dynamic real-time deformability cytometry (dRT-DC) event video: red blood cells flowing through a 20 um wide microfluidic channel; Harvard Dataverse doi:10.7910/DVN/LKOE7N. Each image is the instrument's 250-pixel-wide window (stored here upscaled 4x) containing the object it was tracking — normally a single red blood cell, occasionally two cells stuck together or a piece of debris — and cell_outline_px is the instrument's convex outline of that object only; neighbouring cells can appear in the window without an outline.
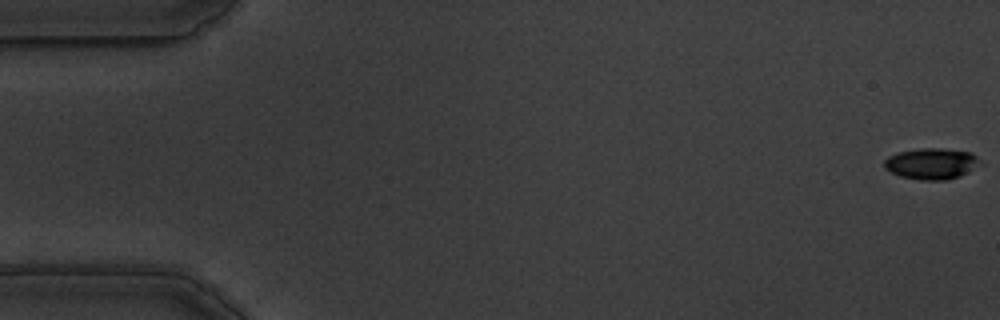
{"species": "common noctule bat (a hibernating species)", "species_latin": "Nyctalus noctula", "temperature_condition": "warm", "stored_images_in_passage": 8, "camera_frame_rate_fps": 3000, "um_per_image_px": 0.085, "animal": {"sex": "male", "body_mass_g": 19.5, "forearm_length_mm": 54.6}, "frame": {"image": 1, "passage_image": 1, "time_ms": 0.0, "image_size_px": [1000, 320], "cell_outline_px": [[984, 164], [960, 176], [948, 180], [920, 180], [900, 176], [884, 168], [884, 160], [888, 156], [896, 152], [920, 148], [940, 148], [972, 152]], "centroid_in_image_um": [79.2, 13.91], "position_along_channel_um": 5.8, "area_um2": 17.69}}